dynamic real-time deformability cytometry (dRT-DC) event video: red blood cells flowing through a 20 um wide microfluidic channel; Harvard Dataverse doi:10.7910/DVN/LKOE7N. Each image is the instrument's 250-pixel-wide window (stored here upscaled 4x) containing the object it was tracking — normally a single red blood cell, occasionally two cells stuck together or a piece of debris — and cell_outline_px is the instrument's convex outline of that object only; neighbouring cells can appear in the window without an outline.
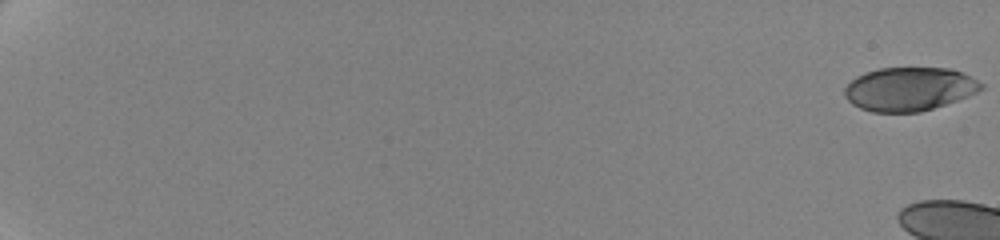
{"species": "human", "species_latin": "Homo sapiens", "temperature_condition": "cold", "stored_images_in_passage": 12, "camera_frame_rate_fps": 3000, "um_per_image_px": 0.085, "donor": {"sex": "female"}, "frame": {"image": 1, "passage_image": 1, "time_ms": 0.0, "image_size_px": [1000, 240], "cell_outline_px": [[984, 88], [968, 96], [920, 112], [872, 112], [860, 108], [852, 104], [844, 96], [844, 88], [856, 76], [880, 68], [948, 68], [960, 72], [984, 84]], "centroid_in_image_um": [77.26, 7.57], "position_along_channel_um": 7.7, "area_um2": 34.39}}